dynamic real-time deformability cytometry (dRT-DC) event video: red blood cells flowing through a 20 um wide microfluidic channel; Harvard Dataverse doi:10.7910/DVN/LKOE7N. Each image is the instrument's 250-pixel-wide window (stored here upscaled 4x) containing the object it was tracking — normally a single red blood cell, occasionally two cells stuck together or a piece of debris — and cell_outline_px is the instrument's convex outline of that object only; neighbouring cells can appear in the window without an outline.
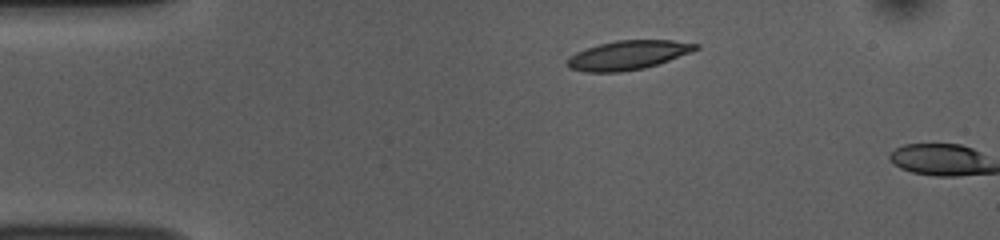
{"species": "common noctule bat (a hibernating species)", "species_latin": "Nyctalus noctula", "temperature_condition": "room temperature", "stored_images_in_passage": 2, "camera_frame_rate_fps": 3000, "um_per_image_px": 0.085, "animal": {"sex": "female", "body_mass_g": 10.0, "forearm_length_mm": 53.1}, "frame": {"image": 1, "passage_image": 1, "time_ms": 0.0, "image_size_px": [1000, 240], "cell_outline_px": [[700, 48], [692, 52], [644, 68], [620, 72], [584, 72], [568, 68], [564, 60], [568, 56], [576, 52], [600, 44], [616, 40], [672, 40], [700, 44]], "centroid_in_image_um": [53.34, 4.69], "position_along_channel_um": 31.7, "area_um2": 21.85}}